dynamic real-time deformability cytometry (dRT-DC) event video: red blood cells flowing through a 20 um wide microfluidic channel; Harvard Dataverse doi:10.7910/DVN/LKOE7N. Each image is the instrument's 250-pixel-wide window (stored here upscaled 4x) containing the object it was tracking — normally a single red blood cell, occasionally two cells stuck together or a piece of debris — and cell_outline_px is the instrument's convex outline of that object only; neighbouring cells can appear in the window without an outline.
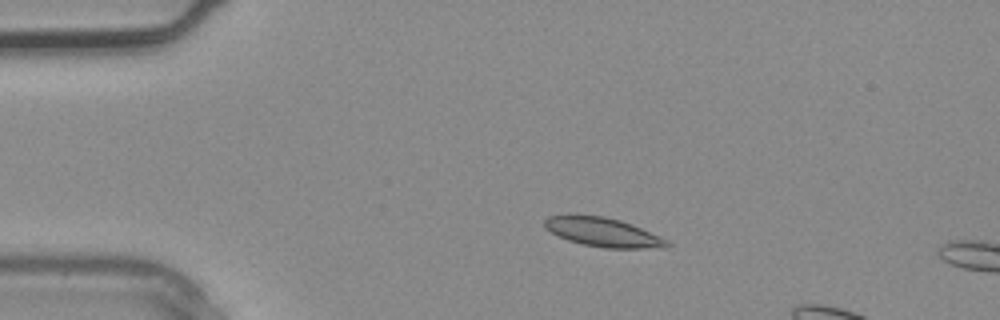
{"species": "common noctule bat (a hibernating species)", "species_latin": "Nyctalus noctula", "temperature_condition": "warm", "stored_images_in_passage": 2, "camera_frame_rate_fps": 3000, "um_per_image_px": 0.085, "animal": {"sex": "male", "body_mass_g": 20.4}, "frame": {"image": 1, "passage_image": 1, "time_ms": 0.0, "image_size_px": [1000, 320], "cell_outline_px": [[672, 244], [668, 248], [604, 248], [584, 244], [568, 240], [544, 228], [544, 220], [548, 216], [568, 212], [604, 216], [620, 220], [632, 224], [660, 236], [668, 240]], "centroid_in_image_um": [51.23, 19.7], "position_along_channel_um": 33.8, "area_um2": 21.27}}